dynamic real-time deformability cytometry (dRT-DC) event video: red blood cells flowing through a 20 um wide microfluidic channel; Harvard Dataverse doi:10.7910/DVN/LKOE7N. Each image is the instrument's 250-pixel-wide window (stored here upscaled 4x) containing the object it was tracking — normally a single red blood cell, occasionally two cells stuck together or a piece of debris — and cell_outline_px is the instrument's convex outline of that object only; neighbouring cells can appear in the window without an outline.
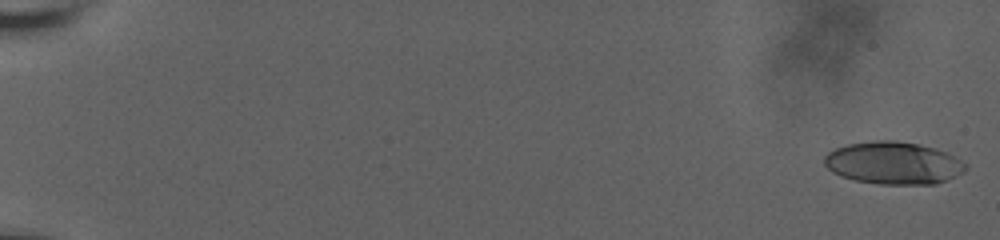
{"species": "human", "species_latin": "Homo sapiens", "temperature_condition": "room temperature", "stored_images_in_passage": 14, "camera_frame_rate_fps": 3000, "um_per_image_px": 0.085, "donor": {"sex": "male"}, "frame": {"image": 1, "passage_image": 1, "time_ms": 0.0, "image_size_px": [1000, 240], "cell_outline_px": [[968, 168], [964, 172], [936, 184], [880, 184], [856, 180], [840, 176], [832, 172], [824, 164], [824, 156], [828, 152], [836, 148], [848, 144], [872, 140], [896, 140], [920, 144], [936, 148], [948, 152], [968, 164]], "centroid_in_image_um": [75.96, 13.84], "position_along_channel_um": 9.0, "area_um2": 35.26}}
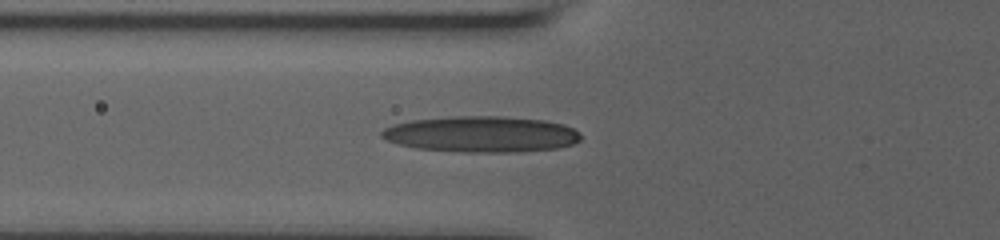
{"frame": {"image": 2, "passage_image": 12, "time_ms": 8.0, "image_size_px": [1000, 240], "cell_outline_px": [[580, 140], [572, 144], [560, 148], [520, 152], [460, 152], [416, 148], [400, 144], [388, 140], [380, 136], [380, 132], [384, 128], [396, 124], [412, 120], [448, 116], [504, 116], [544, 120], [564, 124], [580, 132]], "centroid_in_image_um": [40.95, 11.41], "position_along_channel_um": 84.9, "area_um2": 42.02}}
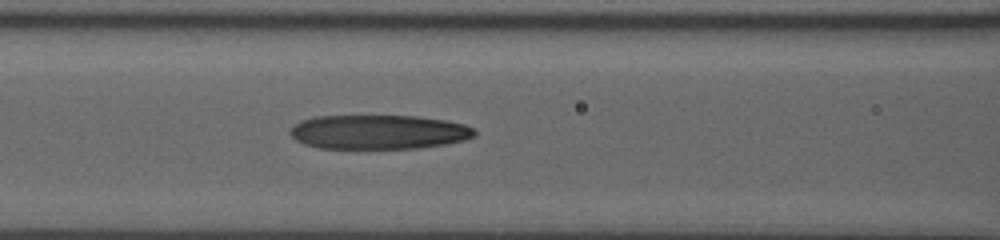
{"frame": {"image": 3, "passage_image": 14, "time_ms": 9.333, "image_size_px": [1000, 240], "cell_outline_px": [[476, 132], [472, 136], [464, 140], [444, 144], [416, 148], [320, 148], [304, 144], [296, 140], [288, 132], [300, 120], [316, 116], [416, 116], [444, 120], [464, 124], [472, 128]], "centroid_in_image_um": [32.14, 11.21], "position_along_channel_um": 134.5, "area_um2": 36.59}}